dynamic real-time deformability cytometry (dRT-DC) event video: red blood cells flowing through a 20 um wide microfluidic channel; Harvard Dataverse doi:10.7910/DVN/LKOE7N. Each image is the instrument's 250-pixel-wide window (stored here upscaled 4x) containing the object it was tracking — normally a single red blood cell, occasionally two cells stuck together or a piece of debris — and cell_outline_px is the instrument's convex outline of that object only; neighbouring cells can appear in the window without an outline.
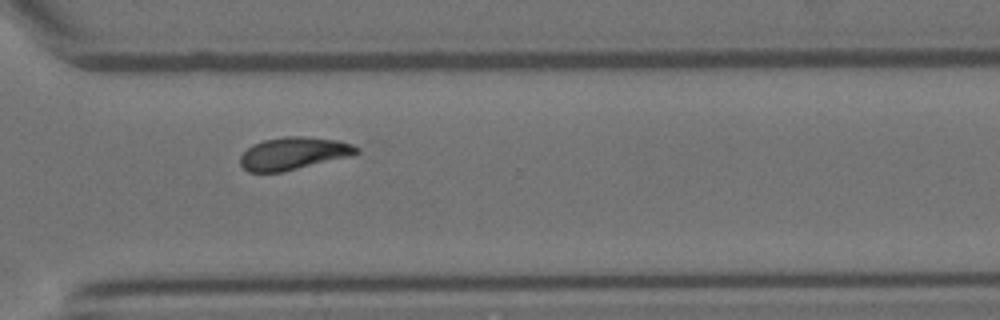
{"species": "Egyptian fruit bat (a non-hibernating species)", "species_latin": "Rousettus aegyptiacus", "temperature_condition": "room temperature", "stored_images_in_passage": 14, "camera_frame_rate_fps": 3000, "um_per_image_px": 0.085, "animal": {"sex": "female"}, "frame": {"image": 1, "passage_image": 10, "time_ms": 3.0, "image_size_px": [1000, 320], "cell_outline_px": [[360, 152], [352, 156], [284, 172], [248, 172], [240, 164], [240, 156], [252, 144], [264, 140], [284, 136], [304, 136], [340, 140], [352, 144], [360, 148]], "centroid_in_image_um": [24.99, 13.04], "position_along_channel_um": 345.6, "area_um2": 22.37}}
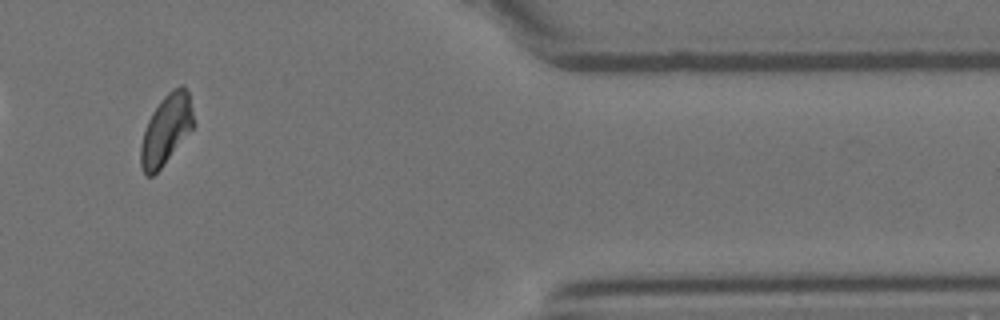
{"frame": {"image": 2, "passage_image": 12, "time_ms": 3.667, "image_size_px": [1000, 320], "cell_outline_px": [[196, 124], [160, 168], [152, 176], [144, 176], [140, 168], [140, 144], [148, 120], [152, 112], [160, 100], [172, 88], [180, 84], [184, 84], [188, 92]], "centroid_in_image_um": [14.12, 10.99], "position_along_channel_um": 397.3, "area_um2": 21.62}}